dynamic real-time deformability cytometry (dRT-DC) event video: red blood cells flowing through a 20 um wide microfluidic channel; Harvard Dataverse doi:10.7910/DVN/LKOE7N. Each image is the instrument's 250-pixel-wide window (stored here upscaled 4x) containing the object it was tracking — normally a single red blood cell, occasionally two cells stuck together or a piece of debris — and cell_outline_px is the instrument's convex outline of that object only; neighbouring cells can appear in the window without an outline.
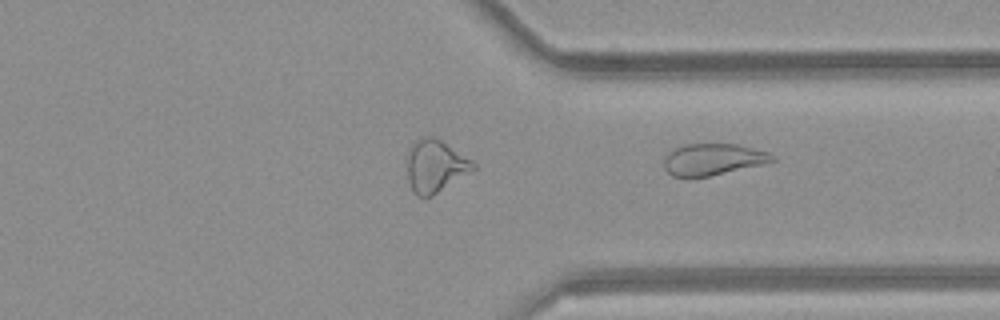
{"species": "common noctule bat (a hibernating species)", "species_latin": "Nyctalus noctula", "temperature_condition": "room temperature", "stored_images_in_passage": 28, "camera_frame_rate_fps": 3000, "um_per_image_px": 0.085, "animal": {"sex": "female", "body_mass_g": 21.9}, "frame": {"image": 1, "passage_image": 28, "time_ms": 9.0, "image_size_px": [1000, 320], "cell_outline_px": [[776, 160], [764, 164], [708, 176], [672, 176], [664, 168], [664, 160], [668, 152], [672, 148], [684, 144], [736, 144], [768, 152], [776, 156]], "centroid_in_image_um": [60.6, 13.53], "position_along_channel_um": 350.8, "area_um2": 19.83}}